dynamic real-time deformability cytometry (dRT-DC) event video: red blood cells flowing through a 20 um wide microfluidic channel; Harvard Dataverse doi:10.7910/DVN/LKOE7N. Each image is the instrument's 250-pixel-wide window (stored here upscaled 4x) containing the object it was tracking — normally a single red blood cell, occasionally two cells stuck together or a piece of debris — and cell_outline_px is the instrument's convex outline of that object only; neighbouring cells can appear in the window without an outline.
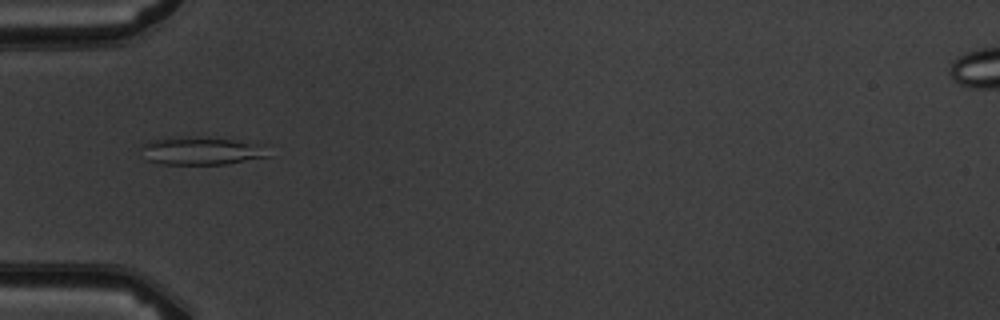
{"species": "common noctule bat (a hibernating species)", "species_latin": "Nyctalus noctula", "temperature_condition": "warm", "stored_images_in_passage": 5, "camera_frame_rate_fps": 3000, "um_per_image_px": 0.085, "animal": {"sex": "male", "body_mass_g": 19.5, "forearm_length_mm": 54.6}, "frame": {"image": 1, "passage_image": 3, "time_ms": 2.667, "image_size_px": [1000, 320], "cell_outline_px": [[268, 156], [228, 164], [160, 164], [148, 160], [140, 144], [152, 140], [200, 136], [264, 144]], "centroid_in_image_um": [17.14, 12.82], "position_along_channel_um": 67.9, "area_um2": 20.4}}
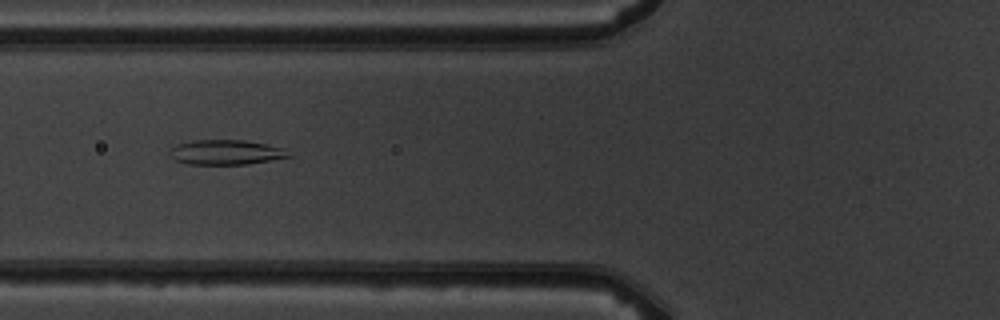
{"frame": {"image": 2, "passage_image": 4, "time_ms": 3.667, "image_size_px": [1000, 320], "cell_outline_px": [[292, 156], [248, 164], [188, 164], [176, 160], [168, 152], [176, 144], [192, 140], [244, 140], [284, 148]], "centroid_in_image_um": [19.18, 12.94], "position_along_channel_um": 106.6, "area_um2": 17.05}}